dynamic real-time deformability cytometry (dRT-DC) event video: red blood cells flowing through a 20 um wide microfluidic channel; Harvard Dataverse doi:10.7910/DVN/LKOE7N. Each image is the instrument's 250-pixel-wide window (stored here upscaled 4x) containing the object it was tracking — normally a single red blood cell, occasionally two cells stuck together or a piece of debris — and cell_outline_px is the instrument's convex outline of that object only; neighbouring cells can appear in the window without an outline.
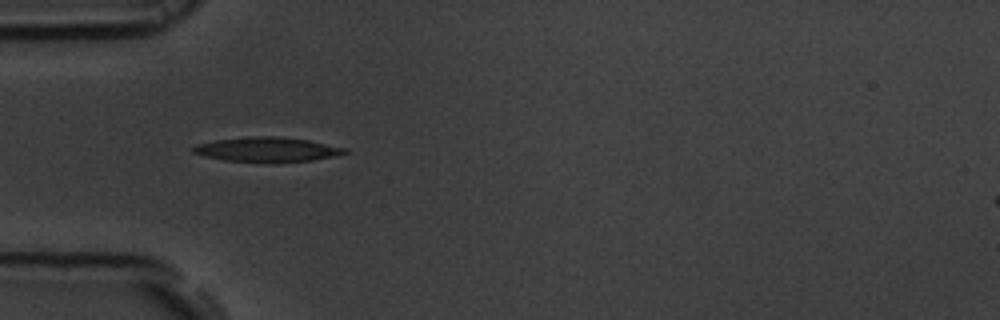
{"species": "common noctule bat (a hibernating species)", "species_latin": "Nyctalus noctula", "temperature_condition": "room temperature", "stored_images_in_passage": 39, "camera_frame_rate_fps": 3000, "um_per_image_px": 0.085, "animal": {"sex": "male", "body_mass_g": 19.5, "forearm_length_mm": 54.6}, "frame": {"image": 1, "passage_image": 1, "time_ms": 0.0, "image_size_px": [1000, 320], "cell_outline_px": [[348, 152], [336, 156], [312, 160], [272, 164], [268, 164], [224, 160], [204, 156], [192, 152], [192, 148], [196, 144], [216, 140], [248, 136], [276, 136], [308, 140], [348, 148]], "centroid_in_image_um": [22.72, 12.73], "position_along_channel_um": 62.3, "area_um2": 22.31}}
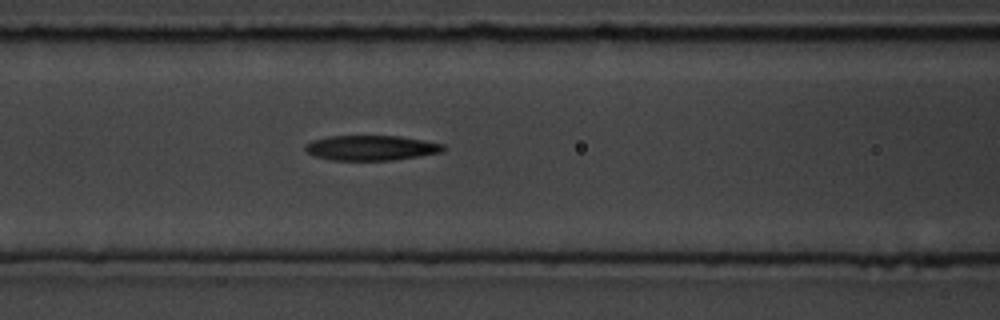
{"frame": {"image": 2, "passage_image": 7, "time_ms": 2.0, "image_size_px": [1000, 320], "cell_outline_px": [[448, 148], [444, 152], [420, 156], [392, 160], [332, 160], [316, 156], [308, 152], [304, 148], [312, 140], [328, 136], [400, 136], [424, 140], [444, 144]], "centroid_in_image_um": [31.63, 12.56], "position_along_channel_um": 135.0, "area_um2": 20.17}}
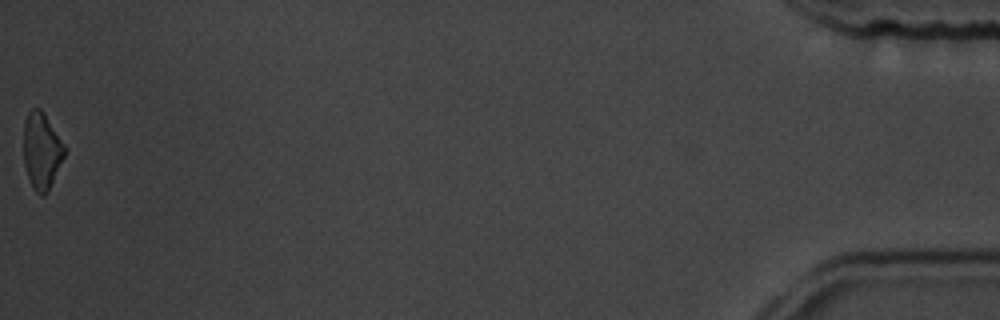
{"frame": {"image": 3, "passage_image": 39, "time_ms": 12.667, "image_size_px": [1000, 320], "cell_outline_px": [[68, 148], [48, 192], [44, 196], [40, 196], [36, 192], [28, 176], [24, 164], [24, 120], [28, 112], [32, 108], [40, 108], [44, 112]], "centroid_in_image_um": [3.57, 12.79], "position_along_channel_um": 431.6, "area_um2": 18.5}, "authors_computed_cell_mechanics": {"area_um2": 20.1722, "velocity_mm_per_s": 3.7297, "shape_relaxation_time_tau1_ms": 4.4803, "shape_relaxation_time_tau2_ms": 5.2507, "deformation_change_tau1": 0.15, "deformation_change_tau2": 0.1556}}